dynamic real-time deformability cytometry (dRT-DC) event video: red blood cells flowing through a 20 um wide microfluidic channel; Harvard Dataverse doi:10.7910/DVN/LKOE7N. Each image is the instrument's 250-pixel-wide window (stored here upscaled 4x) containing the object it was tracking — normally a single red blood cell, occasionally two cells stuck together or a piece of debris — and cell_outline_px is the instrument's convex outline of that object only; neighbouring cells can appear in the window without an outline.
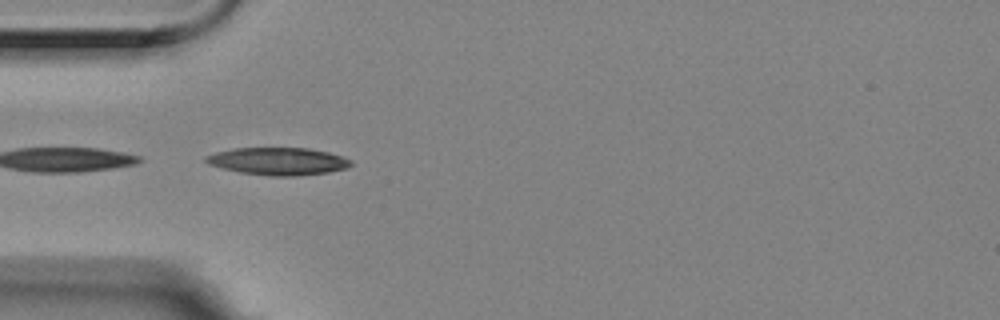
{"species": "Egyptian fruit bat (a non-hibernating species)", "species_latin": "Rousettus aegyptiacus", "temperature_condition": "room temperature", "stored_images_in_passage": 9, "camera_frame_rate_fps": 3000, "um_per_image_px": 0.085, "animal": {"sex": "female"}, "frame": {"image": 1, "passage_image": 5, "time_ms": 1.333, "image_size_px": [1000, 320], "cell_outline_px": [[352, 164], [348, 168], [328, 172], [292, 176], [272, 176], [240, 172], [208, 164], [204, 160], [204, 156], [216, 152], [232, 148], [308, 148], [328, 152], [352, 160]], "centroid_in_image_um": [23.63, 13.7], "position_along_channel_um": 61.4, "area_um2": 23.12}}
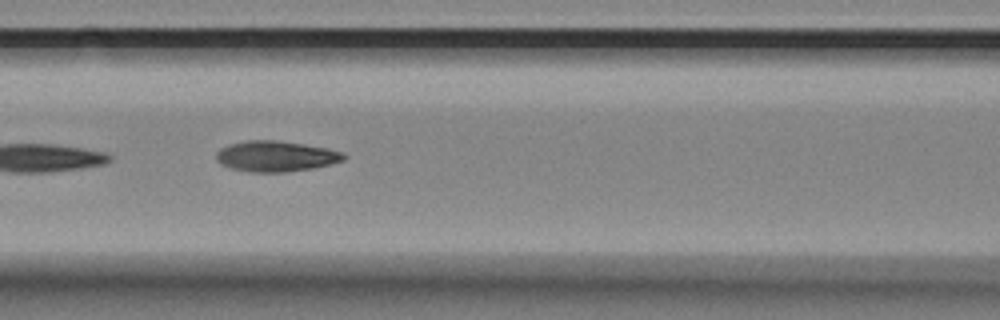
{"frame": {"image": 2, "passage_image": 7, "time_ms": 2.0, "image_size_px": [1000, 320], "cell_outline_px": [[348, 156], [344, 160], [332, 164], [312, 168], [284, 172], [248, 172], [232, 168], [220, 164], [216, 160], [216, 152], [220, 148], [228, 144], [244, 140], [276, 140], [304, 144], [328, 148], [340, 152]], "centroid_in_image_um": [23.42, 13.27], "position_along_channel_um": 143.2, "area_um2": 22.95}}
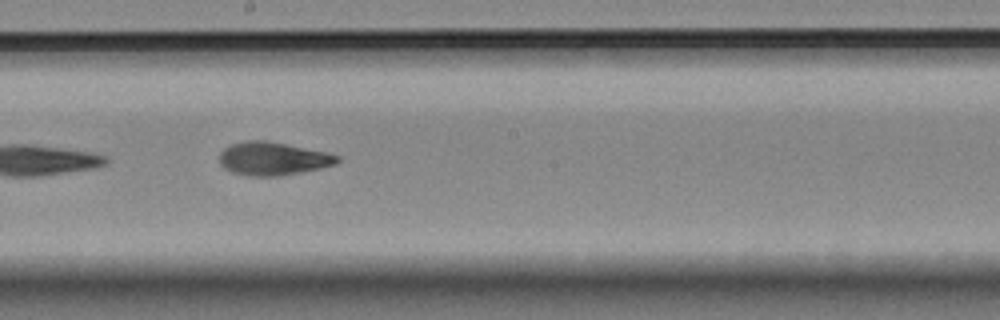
{"frame": {"image": 3, "passage_image": 9, "time_ms": 2.667, "image_size_px": [1000, 320], "cell_outline_px": [[340, 160], [336, 164], [320, 168], [280, 176], [252, 176], [232, 172], [224, 168], [220, 164], [220, 152], [224, 148], [232, 144], [248, 140], [264, 140], [324, 152], [340, 156]], "centroid_in_image_um": [23.17, 13.49], "position_along_channel_um": 225.0, "area_um2": 22.48}}